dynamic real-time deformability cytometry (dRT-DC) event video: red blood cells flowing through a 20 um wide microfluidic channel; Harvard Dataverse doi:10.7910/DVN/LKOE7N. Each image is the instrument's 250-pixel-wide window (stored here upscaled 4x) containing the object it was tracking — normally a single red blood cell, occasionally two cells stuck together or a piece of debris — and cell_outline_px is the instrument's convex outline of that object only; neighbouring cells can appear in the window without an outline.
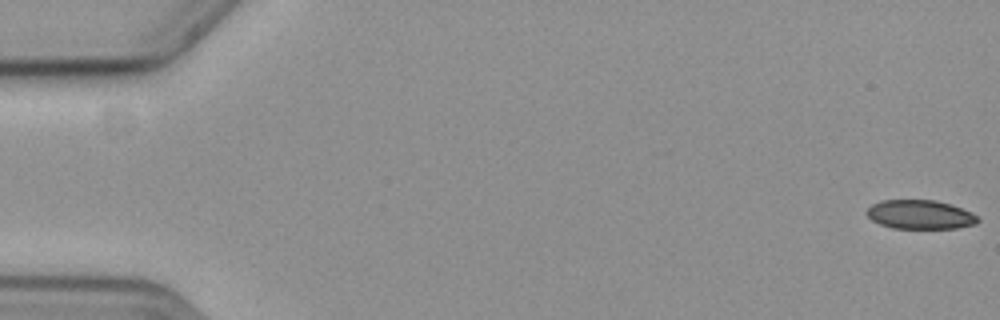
{"species": "common noctule bat (a hibernating species)", "species_latin": "Nyctalus noctula", "temperature_condition": "cold", "stored_images_in_passage": 6, "camera_frame_rate_fps": 3000, "um_per_image_px": 0.085, "animal": {"sex": "female", "body_mass_g": 19.3, "forearm_length_mm": 54.1}, "frame": {"image": 1, "passage_image": 1, "time_ms": 0.0, "image_size_px": [1000, 320], "cell_outline_px": [[980, 220], [976, 224], [956, 228], [892, 228], [880, 224], [872, 220], [864, 212], [872, 204], [880, 200], [932, 200], [948, 204], [972, 212]], "centroid_in_image_um": [78.18, 18.24], "position_along_channel_um": 6.8, "area_um2": 18.67}}